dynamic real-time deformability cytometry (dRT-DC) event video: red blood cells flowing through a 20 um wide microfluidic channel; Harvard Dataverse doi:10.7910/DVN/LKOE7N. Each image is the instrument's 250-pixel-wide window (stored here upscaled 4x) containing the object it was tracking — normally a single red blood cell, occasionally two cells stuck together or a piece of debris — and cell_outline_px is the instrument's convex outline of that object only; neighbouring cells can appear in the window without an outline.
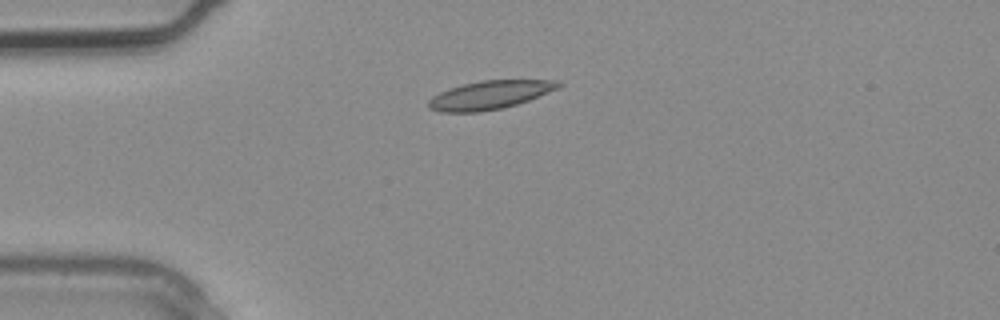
{"species": "common noctule bat (a hibernating species)", "species_latin": "Nyctalus noctula", "temperature_condition": "warm", "stored_images_in_passage": 2, "camera_frame_rate_fps": 3000, "um_per_image_px": 0.085, "animal": {"sex": "male", "body_mass_g": 20.4}, "frame": {"image": 1, "passage_image": 2, "time_ms": 0.333, "image_size_px": [1000, 320], "cell_outline_px": [[564, 84], [560, 88], [528, 100], [504, 108], [480, 112], [440, 112], [428, 108], [428, 100], [432, 96], [448, 88], [480, 80], [556, 80]], "centroid_in_image_um": [41.63, 8.07], "position_along_channel_um": 43.4, "area_um2": 21.68}}